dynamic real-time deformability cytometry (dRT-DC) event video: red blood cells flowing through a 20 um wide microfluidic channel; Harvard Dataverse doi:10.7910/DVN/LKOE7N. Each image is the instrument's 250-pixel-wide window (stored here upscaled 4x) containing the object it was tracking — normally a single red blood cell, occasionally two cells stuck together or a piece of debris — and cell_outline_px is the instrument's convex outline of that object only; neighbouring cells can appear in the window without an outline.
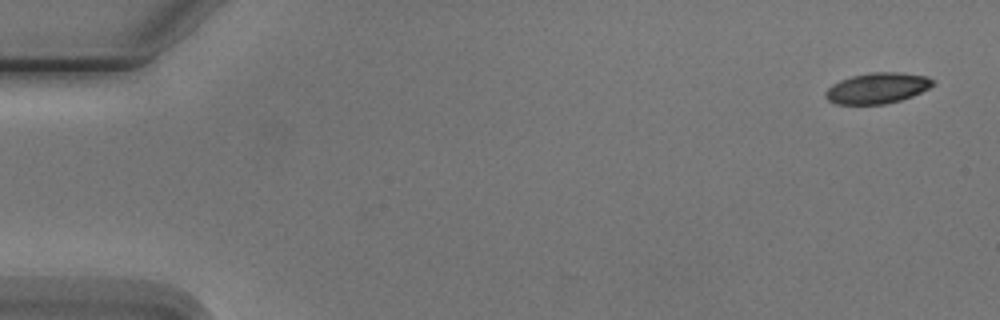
{"species": "Egyptian fruit bat (a non-hibernating species)", "species_latin": "Rousettus aegyptiacus", "temperature_condition": "cold", "stored_images_in_passage": 5, "camera_frame_rate_fps": 3000, "um_per_image_px": 0.085, "animal": {"sex": "male"}, "frame": {"image": 1, "passage_image": 1, "time_ms": 0.0, "image_size_px": [1000, 320], "cell_outline_px": [[932, 84], [928, 88], [912, 96], [900, 100], [884, 104], [836, 104], [828, 100], [824, 96], [824, 92], [832, 84], [840, 80], [852, 76], [868, 72], [900, 72], [928, 76], [932, 80]], "centroid_in_image_um": [74.53, 7.48], "position_along_channel_um": 10.5, "area_um2": 19.19}}
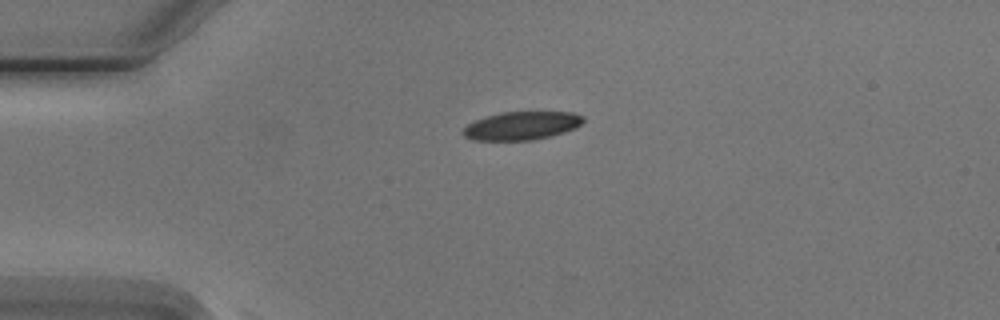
{"frame": {"image": 2, "passage_image": 4, "time_ms": 3.667, "image_size_px": [1000, 320], "cell_outline_px": [[584, 120], [576, 128], [552, 136], [532, 140], [472, 140], [464, 136], [460, 132], [468, 124], [476, 120], [500, 112], [572, 112], [584, 116]], "centroid_in_image_um": [44.35, 10.69], "position_along_channel_um": 40.7, "area_um2": 19.83}}